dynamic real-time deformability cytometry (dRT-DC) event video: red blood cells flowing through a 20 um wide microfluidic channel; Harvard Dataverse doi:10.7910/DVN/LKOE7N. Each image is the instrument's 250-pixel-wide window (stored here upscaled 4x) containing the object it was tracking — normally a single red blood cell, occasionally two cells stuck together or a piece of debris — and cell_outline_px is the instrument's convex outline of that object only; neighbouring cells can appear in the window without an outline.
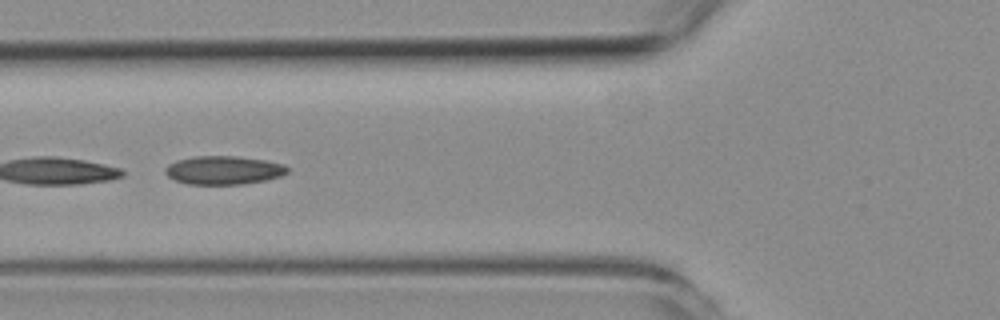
{"species": "common noctule bat (a hibernating species)", "species_latin": "Nyctalus noctula", "temperature_condition": "room temperature", "stored_images_in_passage": 23, "camera_frame_rate_fps": 3000, "um_per_image_px": 0.085, "animal": {"sex": "female", "body_mass_g": 19.3, "forearm_length_mm": 54.1}, "frame": {"image": 1, "passage_image": 20, "time_ms": 6.333, "image_size_px": [1000, 320], "cell_outline_px": [[288, 172], [280, 176], [268, 180], [244, 184], [188, 184], [172, 180], [164, 172], [164, 168], [168, 164], [176, 160], [192, 156], [236, 156], [264, 160], [284, 164], [288, 168]], "centroid_in_image_um": [18.97, 14.47], "position_along_channel_um": 106.8, "area_um2": 20.52}}